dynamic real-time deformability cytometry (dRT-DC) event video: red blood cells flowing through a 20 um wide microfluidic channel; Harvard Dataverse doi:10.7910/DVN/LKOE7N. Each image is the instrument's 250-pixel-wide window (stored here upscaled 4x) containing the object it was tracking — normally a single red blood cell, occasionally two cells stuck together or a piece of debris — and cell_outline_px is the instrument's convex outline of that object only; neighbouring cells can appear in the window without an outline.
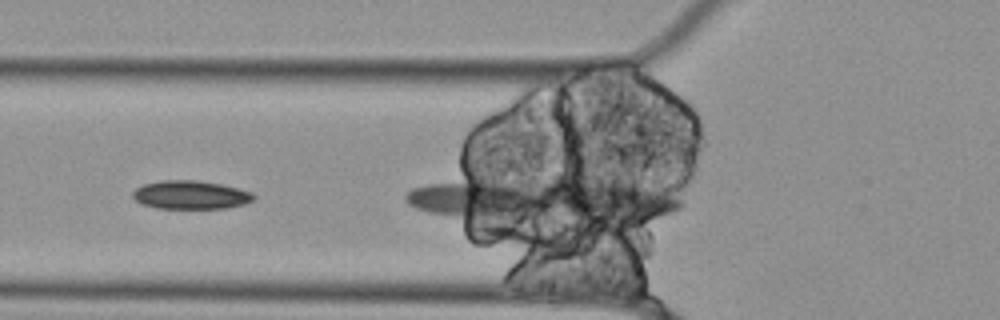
{"species": "Egyptian fruit bat (a non-hibernating species)", "species_latin": "Rousettus aegyptiacus", "temperature_condition": "cold", "stored_images_in_passage": 18, "camera_frame_rate_fps": 3000, "um_per_image_px": 0.085, "animal": {"sex": "female"}, "frame": {"image": 1, "passage_image": 15, "time_ms": 4.667, "image_size_px": [1000, 320], "cell_outline_px": [[256, 196], [252, 200], [244, 204], [224, 208], [156, 208], [140, 204], [132, 196], [132, 192], [136, 188], [144, 184], [160, 180], [200, 180], [220, 184], [252, 192]], "centroid_in_image_um": [16.17, 16.56], "position_along_channel_um": 109.6, "area_um2": 20.06}}